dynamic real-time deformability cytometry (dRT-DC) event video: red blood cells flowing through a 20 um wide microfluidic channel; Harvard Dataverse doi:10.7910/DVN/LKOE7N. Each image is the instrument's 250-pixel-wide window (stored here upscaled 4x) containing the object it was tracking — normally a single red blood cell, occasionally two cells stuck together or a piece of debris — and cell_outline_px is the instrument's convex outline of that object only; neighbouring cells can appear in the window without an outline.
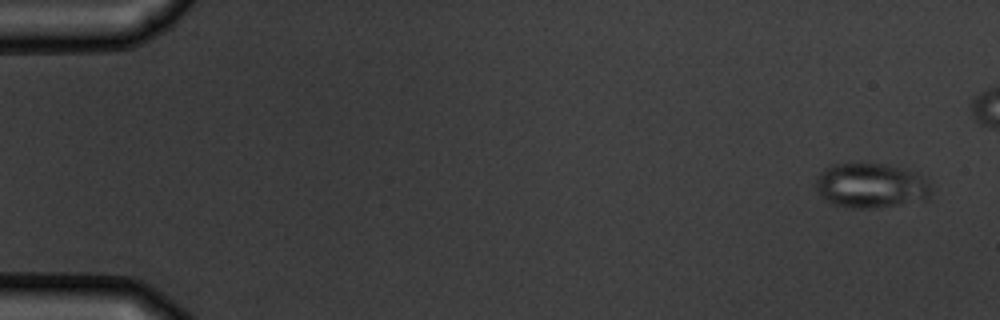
{"species": "common noctule bat (a hibernating species)", "species_latin": "Nyctalus noctula", "temperature_condition": "warm", "stored_images_in_passage": 6, "camera_frame_rate_fps": 3000, "um_per_image_px": 0.085, "animal": {"sex": "male", "body_mass_g": 19.5, "forearm_length_mm": 54.6}, "frame": {"image": 1, "passage_image": 1, "time_ms": 0.0, "image_size_px": [1000, 320], "cell_outline_px": [[932, 188], [928, 200], [876, 208], [852, 208], [832, 204], [824, 200], [820, 196], [816, 188], [816, 180], [820, 172], [824, 168], [832, 164], [860, 160], [888, 164], [920, 172], [928, 180]], "centroid_in_image_um": [74.05, 15.73], "position_along_channel_um": 10.9, "area_um2": 31.56}}